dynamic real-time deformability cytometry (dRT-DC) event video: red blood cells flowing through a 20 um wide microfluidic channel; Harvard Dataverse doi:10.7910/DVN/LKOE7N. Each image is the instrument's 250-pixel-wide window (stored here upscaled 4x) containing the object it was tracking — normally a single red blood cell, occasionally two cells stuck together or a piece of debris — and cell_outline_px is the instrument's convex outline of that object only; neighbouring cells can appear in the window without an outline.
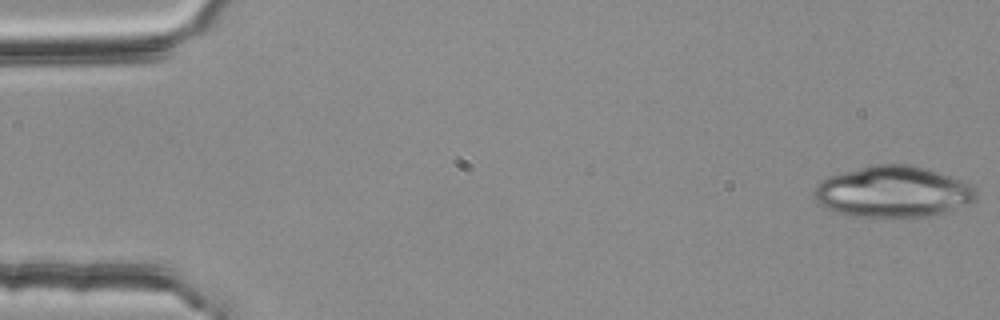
{"species": "common noctule bat (a hibernating species)", "species_latin": "Nyctalus noctula", "temperature_condition": "room temperature", "stored_images_in_passage": 53, "camera_frame_rate_fps": 3000, "um_per_image_px": 0.085, "animal": {"sex": "female", "body_mass_g": 25.1}, "frame": {"image": 1, "passage_image": 1, "time_ms": 0.0, "image_size_px": [1000, 320], "cell_outline_px": [[976, 200], [968, 204], [936, 216], [904, 220], [852, 216], [836, 212], [824, 208], [816, 204], [812, 196], [816, 184], [820, 180], [828, 176], [868, 164], [908, 164], [924, 168], [960, 180], [976, 188]], "centroid_in_image_um": [75.84, 16.35], "position_along_channel_um": 9.2, "area_um2": 49.88}}
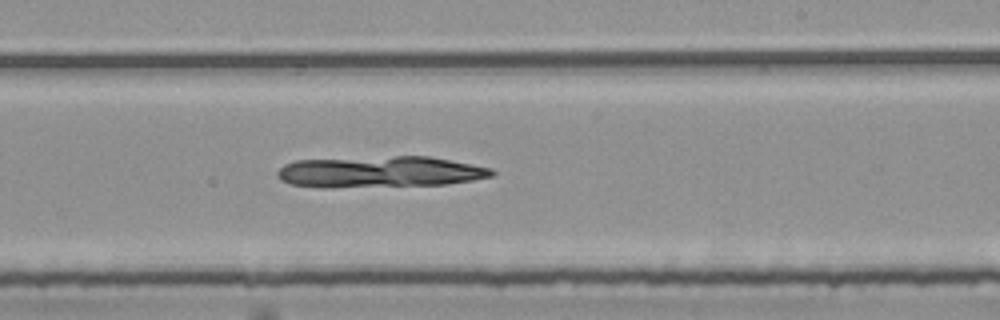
{"frame": {"image": 2, "passage_image": 32, "time_ms": 10.333, "image_size_px": [1000, 320], "cell_outline_px": [[496, 172], [492, 176], [472, 180], [444, 184], [324, 188], [288, 184], [280, 180], [276, 176], [276, 172], [284, 164], [296, 160], [392, 156], [428, 156], [472, 164], [492, 168]], "centroid_in_image_um": [32.24, 14.61], "position_along_channel_um": 256.8, "area_um2": 39.19}}
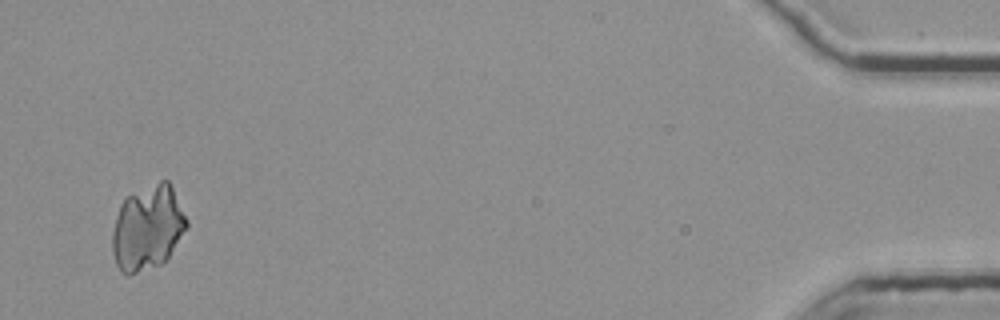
{"frame": {"image": 3, "passage_image": 52, "time_ms": 17.0, "image_size_px": [1000, 320], "cell_outline_px": [[188, 228], [168, 256], [160, 264], [128, 276], [120, 272], [116, 264], [112, 252], [112, 232], [116, 216], [120, 204], [124, 196], [160, 180], [168, 180], [188, 220]], "centroid_in_image_um": [12.52, 19.36], "position_along_channel_um": 422.7, "area_um2": 36.93}}